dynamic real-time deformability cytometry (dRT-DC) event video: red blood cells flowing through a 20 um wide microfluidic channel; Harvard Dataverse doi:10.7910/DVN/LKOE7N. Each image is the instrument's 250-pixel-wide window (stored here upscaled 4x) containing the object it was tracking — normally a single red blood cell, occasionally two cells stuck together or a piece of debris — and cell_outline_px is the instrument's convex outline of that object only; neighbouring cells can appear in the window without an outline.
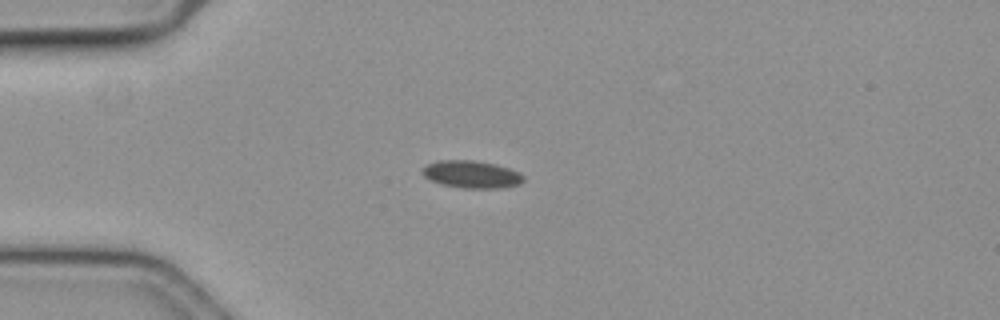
{"species": "common noctule bat (a hibernating species)", "species_latin": "Nyctalus noctula", "temperature_condition": "cold", "stored_images_in_passage": 44, "camera_frame_rate_fps": 3000, "um_per_image_px": 0.085, "animal": {"sex": "female", "body_mass_g": 19.3, "forearm_length_mm": 54.1}, "frame": {"image": 1, "passage_image": 1, "time_ms": 0.0, "image_size_px": [1000, 320], "cell_outline_px": [[524, 180], [520, 184], [500, 188], [464, 188], [440, 184], [424, 176], [424, 168], [428, 164], [440, 160], [472, 160], [496, 164], [520, 172], [524, 176]], "centroid_in_image_um": [40.13, 14.82], "position_along_channel_um": 44.9, "area_um2": 16.01}}
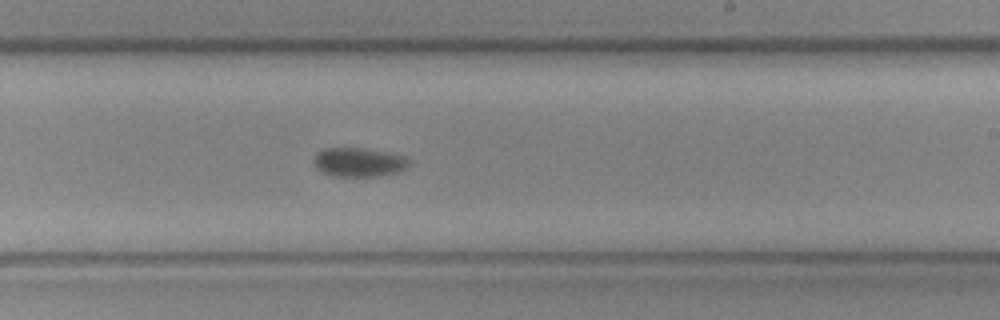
{"frame": {"image": 2, "passage_image": 21, "time_ms": 6.667, "image_size_px": [1000, 320], "cell_outline_px": [[412, 164], [408, 168], [396, 172], [376, 176], [332, 176], [316, 168], [316, 156], [324, 148], [356, 148], [404, 156]], "centroid_in_image_um": [30.53, 13.81], "position_along_channel_um": 258.5, "area_um2": 15.55}}
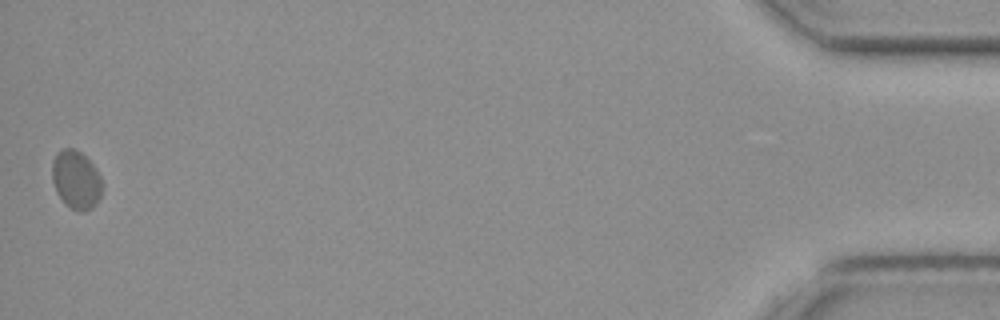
{"frame": {"image": 3, "passage_image": 44, "time_ms": 14.333, "image_size_px": [1000, 320], "cell_outline_px": [[100, 196], [96, 204], [92, 208], [80, 212], [64, 204], [56, 192], [52, 180], [52, 164], [56, 152], [60, 148], [72, 148], [80, 152], [92, 164], [100, 176]], "centroid_in_image_um": [6.42, 15.28], "position_along_channel_um": 428.8, "area_um2": 16.88}}